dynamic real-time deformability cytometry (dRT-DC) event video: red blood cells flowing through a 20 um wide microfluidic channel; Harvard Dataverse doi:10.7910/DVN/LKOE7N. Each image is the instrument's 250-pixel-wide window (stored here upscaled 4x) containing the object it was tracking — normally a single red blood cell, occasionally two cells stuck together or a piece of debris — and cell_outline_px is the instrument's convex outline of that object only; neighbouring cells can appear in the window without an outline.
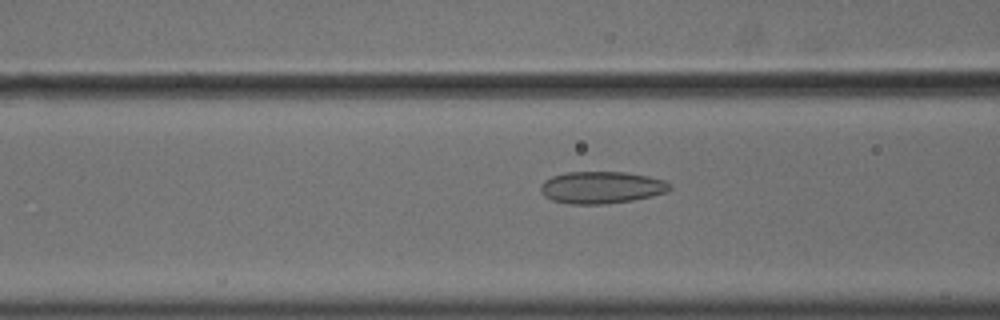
{"species": "common noctule bat (a hibernating species)", "species_latin": "Nyctalus noctula", "temperature_condition": "cold", "stored_images_in_passage": 48, "camera_frame_rate_fps": 3000, "um_per_image_px": 0.085, "animal": {"sex": "male", "body_mass_g": 18.8}, "frame": {"image": 1, "passage_image": 15, "time_ms": 4.667, "image_size_px": [1000, 320], "cell_outline_px": [[672, 188], [668, 192], [652, 196], [632, 200], [604, 204], [568, 204], [552, 200], [544, 196], [540, 192], [540, 184], [544, 180], [552, 176], [564, 172], [624, 172], [648, 176], [664, 180], [672, 184]], "centroid_in_image_um": [51.11, 15.93], "position_along_channel_um": 115.5, "area_um2": 24.39}}
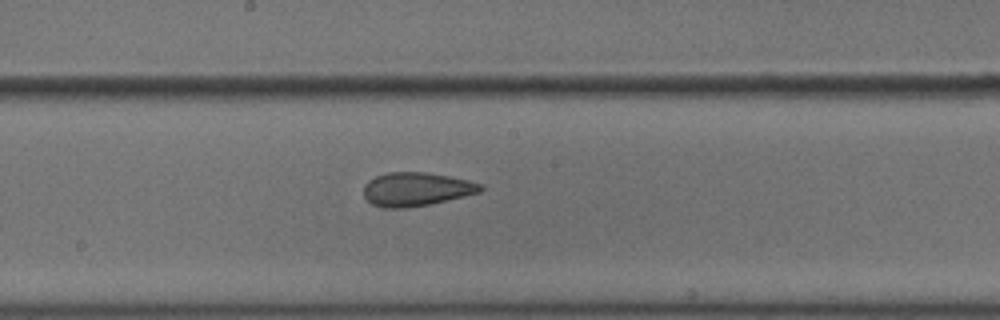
{"frame": {"image": 2, "passage_image": 23, "time_ms": 7.333, "image_size_px": [1000, 320], "cell_outline_px": [[484, 188], [480, 192], [464, 196], [428, 204], [408, 208], [384, 208], [372, 204], [364, 196], [364, 184], [368, 180], [376, 176], [388, 172], [424, 172], [448, 176], [468, 180], [480, 184]], "centroid_in_image_um": [35.35, 16.08], "position_along_channel_um": 212.9, "area_um2": 22.77}}
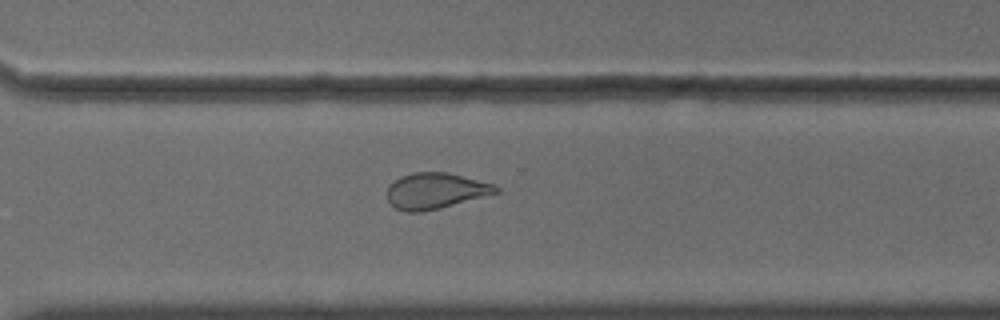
{"frame": {"image": 3, "passage_image": 33, "time_ms": 10.667, "image_size_px": [1000, 320], "cell_outline_px": [[500, 192], [440, 208], [420, 212], [408, 212], [396, 208], [388, 200], [388, 188], [400, 176], [412, 172], [448, 172], [496, 184], [500, 188]], "centroid_in_image_um": [37.07, 16.21], "position_along_channel_um": 333.5, "area_um2": 22.72}, "authors_computed_cell_mechanics": {"area_um2": 24.6228, "velocity_mm_per_s": 3.6326, "shape_relaxation_time_tau1_ms": null, "shape_relaxation_time_tau2_ms": 1.8776, "deformation_change_tau1": null, "deformation_change_tau2": 0.0894}}